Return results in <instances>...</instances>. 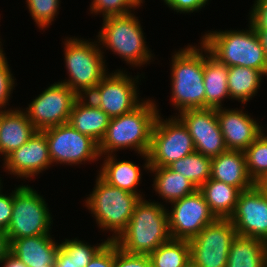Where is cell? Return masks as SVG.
I'll return each mask as SVG.
<instances>
[{"instance_id":"6da1fadb","label":"cell","mask_w":267,"mask_h":267,"mask_svg":"<svg viewBox=\"0 0 267 267\" xmlns=\"http://www.w3.org/2000/svg\"><path fill=\"white\" fill-rule=\"evenodd\" d=\"M155 101L144 100L137 108L110 119L106 133L98 144L100 157L114 154L119 149H134L145 159L144 169L149 171L148 152L155 120L159 114ZM118 149V150H117Z\"/></svg>"},{"instance_id":"7a4b0ae2","label":"cell","mask_w":267,"mask_h":267,"mask_svg":"<svg viewBox=\"0 0 267 267\" xmlns=\"http://www.w3.org/2000/svg\"><path fill=\"white\" fill-rule=\"evenodd\" d=\"M170 239L167 208L140 198L126 229L114 242L129 254L149 255Z\"/></svg>"},{"instance_id":"3957f363","label":"cell","mask_w":267,"mask_h":267,"mask_svg":"<svg viewBox=\"0 0 267 267\" xmlns=\"http://www.w3.org/2000/svg\"><path fill=\"white\" fill-rule=\"evenodd\" d=\"M249 30L211 31L201 37L210 54L227 67L254 68L267 76V57L254 26Z\"/></svg>"},{"instance_id":"277c9868","label":"cell","mask_w":267,"mask_h":267,"mask_svg":"<svg viewBox=\"0 0 267 267\" xmlns=\"http://www.w3.org/2000/svg\"><path fill=\"white\" fill-rule=\"evenodd\" d=\"M204 45H188L175 51L171 65L172 106L180 112L205 108Z\"/></svg>"},{"instance_id":"5b68a950","label":"cell","mask_w":267,"mask_h":267,"mask_svg":"<svg viewBox=\"0 0 267 267\" xmlns=\"http://www.w3.org/2000/svg\"><path fill=\"white\" fill-rule=\"evenodd\" d=\"M98 41L79 38H65L64 61L69 79L61 83L67 85L79 97L87 96L109 73Z\"/></svg>"},{"instance_id":"8992f818","label":"cell","mask_w":267,"mask_h":267,"mask_svg":"<svg viewBox=\"0 0 267 267\" xmlns=\"http://www.w3.org/2000/svg\"><path fill=\"white\" fill-rule=\"evenodd\" d=\"M91 194L85 200V206L93 214L96 224L104 231L113 232L107 238L115 241L126 229L134 207L140 199L136 194L109 185L99 175Z\"/></svg>"},{"instance_id":"52a82bcc","label":"cell","mask_w":267,"mask_h":267,"mask_svg":"<svg viewBox=\"0 0 267 267\" xmlns=\"http://www.w3.org/2000/svg\"><path fill=\"white\" fill-rule=\"evenodd\" d=\"M134 13L103 18L97 41L100 46L103 45L101 49L106 47L105 51L110 49L127 64L141 67V65L151 63L150 60L154 55L145 44L139 17H136Z\"/></svg>"},{"instance_id":"ba28073f","label":"cell","mask_w":267,"mask_h":267,"mask_svg":"<svg viewBox=\"0 0 267 267\" xmlns=\"http://www.w3.org/2000/svg\"><path fill=\"white\" fill-rule=\"evenodd\" d=\"M45 200L28 185L15 187L12 217L6 230L9 240L50 234L53 220Z\"/></svg>"},{"instance_id":"9c48e42d","label":"cell","mask_w":267,"mask_h":267,"mask_svg":"<svg viewBox=\"0 0 267 267\" xmlns=\"http://www.w3.org/2000/svg\"><path fill=\"white\" fill-rule=\"evenodd\" d=\"M164 120L158 114L153 126L148 152L149 167H168L195 152L188 129L177 116Z\"/></svg>"},{"instance_id":"30bf717a","label":"cell","mask_w":267,"mask_h":267,"mask_svg":"<svg viewBox=\"0 0 267 267\" xmlns=\"http://www.w3.org/2000/svg\"><path fill=\"white\" fill-rule=\"evenodd\" d=\"M123 70L108 73L87 95V97L111 118L121 116L137 108L140 100L138 80ZM137 84V85H136Z\"/></svg>"},{"instance_id":"8fae6325","label":"cell","mask_w":267,"mask_h":267,"mask_svg":"<svg viewBox=\"0 0 267 267\" xmlns=\"http://www.w3.org/2000/svg\"><path fill=\"white\" fill-rule=\"evenodd\" d=\"M236 229L229 219L217 218L189 240L190 260L196 267H226Z\"/></svg>"},{"instance_id":"7c38bea8","label":"cell","mask_w":267,"mask_h":267,"mask_svg":"<svg viewBox=\"0 0 267 267\" xmlns=\"http://www.w3.org/2000/svg\"><path fill=\"white\" fill-rule=\"evenodd\" d=\"M48 143L52 164L78 165L98 161V143L74 129L69 123L42 130Z\"/></svg>"},{"instance_id":"4fadbf2b","label":"cell","mask_w":267,"mask_h":267,"mask_svg":"<svg viewBox=\"0 0 267 267\" xmlns=\"http://www.w3.org/2000/svg\"><path fill=\"white\" fill-rule=\"evenodd\" d=\"M79 96L67 85L54 82L24 109L37 131L69 122L70 113Z\"/></svg>"},{"instance_id":"5bb4252c","label":"cell","mask_w":267,"mask_h":267,"mask_svg":"<svg viewBox=\"0 0 267 267\" xmlns=\"http://www.w3.org/2000/svg\"><path fill=\"white\" fill-rule=\"evenodd\" d=\"M170 204L171 211L167 212L171 239L189 241L217 219L199 189Z\"/></svg>"},{"instance_id":"9a60e30c","label":"cell","mask_w":267,"mask_h":267,"mask_svg":"<svg viewBox=\"0 0 267 267\" xmlns=\"http://www.w3.org/2000/svg\"><path fill=\"white\" fill-rule=\"evenodd\" d=\"M229 220L237 235L267 243V194L257 184L242 191Z\"/></svg>"},{"instance_id":"2e32d148","label":"cell","mask_w":267,"mask_h":267,"mask_svg":"<svg viewBox=\"0 0 267 267\" xmlns=\"http://www.w3.org/2000/svg\"><path fill=\"white\" fill-rule=\"evenodd\" d=\"M192 137L195 152L210 158L227 151L216 109H189L177 114Z\"/></svg>"},{"instance_id":"e0dca14e","label":"cell","mask_w":267,"mask_h":267,"mask_svg":"<svg viewBox=\"0 0 267 267\" xmlns=\"http://www.w3.org/2000/svg\"><path fill=\"white\" fill-rule=\"evenodd\" d=\"M51 165L46 136L42 131H36L26 143L6 156L3 168L11 175L27 180Z\"/></svg>"},{"instance_id":"ac0fdd59","label":"cell","mask_w":267,"mask_h":267,"mask_svg":"<svg viewBox=\"0 0 267 267\" xmlns=\"http://www.w3.org/2000/svg\"><path fill=\"white\" fill-rule=\"evenodd\" d=\"M241 109H216L220 130L228 150L244 151L262 133V125Z\"/></svg>"},{"instance_id":"d6986e66","label":"cell","mask_w":267,"mask_h":267,"mask_svg":"<svg viewBox=\"0 0 267 267\" xmlns=\"http://www.w3.org/2000/svg\"><path fill=\"white\" fill-rule=\"evenodd\" d=\"M52 235L24 237L10 241V252L28 267H55L60 243Z\"/></svg>"},{"instance_id":"ffe728a7","label":"cell","mask_w":267,"mask_h":267,"mask_svg":"<svg viewBox=\"0 0 267 267\" xmlns=\"http://www.w3.org/2000/svg\"><path fill=\"white\" fill-rule=\"evenodd\" d=\"M211 179L224 182L246 191L256 184L250 178L246 167L244 151L227 150L212 158Z\"/></svg>"},{"instance_id":"44dd1931","label":"cell","mask_w":267,"mask_h":267,"mask_svg":"<svg viewBox=\"0 0 267 267\" xmlns=\"http://www.w3.org/2000/svg\"><path fill=\"white\" fill-rule=\"evenodd\" d=\"M37 130L28 119L24 109H10L0 112V144L6 156L26 143Z\"/></svg>"},{"instance_id":"7402d4cb","label":"cell","mask_w":267,"mask_h":267,"mask_svg":"<svg viewBox=\"0 0 267 267\" xmlns=\"http://www.w3.org/2000/svg\"><path fill=\"white\" fill-rule=\"evenodd\" d=\"M110 119L109 115L84 96L75 101L68 123L99 144L106 133Z\"/></svg>"},{"instance_id":"603a6c76","label":"cell","mask_w":267,"mask_h":267,"mask_svg":"<svg viewBox=\"0 0 267 267\" xmlns=\"http://www.w3.org/2000/svg\"><path fill=\"white\" fill-rule=\"evenodd\" d=\"M229 67L213 57L204 46L205 108H222V101L230 99L228 91Z\"/></svg>"},{"instance_id":"cb8c5ba5","label":"cell","mask_w":267,"mask_h":267,"mask_svg":"<svg viewBox=\"0 0 267 267\" xmlns=\"http://www.w3.org/2000/svg\"><path fill=\"white\" fill-rule=\"evenodd\" d=\"M104 162L101 165L98 175L109 185L126 190L143 198L142 194L137 192V186L141 183V168L132 161H118L116 155L109 154L102 156Z\"/></svg>"},{"instance_id":"d4e9b609","label":"cell","mask_w":267,"mask_h":267,"mask_svg":"<svg viewBox=\"0 0 267 267\" xmlns=\"http://www.w3.org/2000/svg\"><path fill=\"white\" fill-rule=\"evenodd\" d=\"M226 267H267V243L236 235L230 246Z\"/></svg>"},{"instance_id":"484cf974","label":"cell","mask_w":267,"mask_h":267,"mask_svg":"<svg viewBox=\"0 0 267 267\" xmlns=\"http://www.w3.org/2000/svg\"><path fill=\"white\" fill-rule=\"evenodd\" d=\"M149 172L155 175L153 189L166 203L182 199L198 189L184 175L168 167H149Z\"/></svg>"},{"instance_id":"4316f807","label":"cell","mask_w":267,"mask_h":267,"mask_svg":"<svg viewBox=\"0 0 267 267\" xmlns=\"http://www.w3.org/2000/svg\"><path fill=\"white\" fill-rule=\"evenodd\" d=\"M199 190L204 195L210 211L219 219H229L242 192L239 188L211 178Z\"/></svg>"},{"instance_id":"83f0119b","label":"cell","mask_w":267,"mask_h":267,"mask_svg":"<svg viewBox=\"0 0 267 267\" xmlns=\"http://www.w3.org/2000/svg\"><path fill=\"white\" fill-rule=\"evenodd\" d=\"M263 76L261 71L254 68L229 67L227 85L230 99L237 100L243 105L247 104L258 93Z\"/></svg>"},{"instance_id":"f1b7e54d","label":"cell","mask_w":267,"mask_h":267,"mask_svg":"<svg viewBox=\"0 0 267 267\" xmlns=\"http://www.w3.org/2000/svg\"><path fill=\"white\" fill-rule=\"evenodd\" d=\"M212 158L194 152L168 166L172 171L181 173L198 189L211 178Z\"/></svg>"},{"instance_id":"f546056e","label":"cell","mask_w":267,"mask_h":267,"mask_svg":"<svg viewBox=\"0 0 267 267\" xmlns=\"http://www.w3.org/2000/svg\"><path fill=\"white\" fill-rule=\"evenodd\" d=\"M151 267H182L190 261L187 240L170 239L148 255Z\"/></svg>"},{"instance_id":"4dcf8cb0","label":"cell","mask_w":267,"mask_h":267,"mask_svg":"<svg viewBox=\"0 0 267 267\" xmlns=\"http://www.w3.org/2000/svg\"><path fill=\"white\" fill-rule=\"evenodd\" d=\"M262 133L244 150L250 178L257 184L267 175V136Z\"/></svg>"},{"instance_id":"1f68e13d","label":"cell","mask_w":267,"mask_h":267,"mask_svg":"<svg viewBox=\"0 0 267 267\" xmlns=\"http://www.w3.org/2000/svg\"><path fill=\"white\" fill-rule=\"evenodd\" d=\"M109 240H104V242L97 245H89L83 240L75 239H65V241L60 243V247L68 254L70 260H73L81 267H86L95 254L108 242Z\"/></svg>"},{"instance_id":"d6a6232c","label":"cell","mask_w":267,"mask_h":267,"mask_svg":"<svg viewBox=\"0 0 267 267\" xmlns=\"http://www.w3.org/2000/svg\"><path fill=\"white\" fill-rule=\"evenodd\" d=\"M60 2V0H26V6L36 25L43 30L56 20Z\"/></svg>"},{"instance_id":"836d02e7","label":"cell","mask_w":267,"mask_h":267,"mask_svg":"<svg viewBox=\"0 0 267 267\" xmlns=\"http://www.w3.org/2000/svg\"><path fill=\"white\" fill-rule=\"evenodd\" d=\"M140 6L142 5L138 0H93L90 5V13L95 15L100 13L103 18L123 16L131 14Z\"/></svg>"},{"instance_id":"e575fe53","label":"cell","mask_w":267,"mask_h":267,"mask_svg":"<svg viewBox=\"0 0 267 267\" xmlns=\"http://www.w3.org/2000/svg\"><path fill=\"white\" fill-rule=\"evenodd\" d=\"M15 80L9 68L5 53H2L0 55V112L9 110L6 109V105H8L13 88H15Z\"/></svg>"},{"instance_id":"d590c367","label":"cell","mask_w":267,"mask_h":267,"mask_svg":"<svg viewBox=\"0 0 267 267\" xmlns=\"http://www.w3.org/2000/svg\"><path fill=\"white\" fill-rule=\"evenodd\" d=\"M114 267H151L148 255L129 254L115 243Z\"/></svg>"},{"instance_id":"8d00e7d4","label":"cell","mask_w":267,"mask_h":267,"mask_svg":"<svg viewBox=\"0 0 267 267\" xmlns=\"http://www.w3.org/2000/svg\"><path fill=\"white\" fill-rule=\"evenodd\" d=\"M115 242L108 241L86 267H114Z\"/></svg>"},{"instance_id":"74e56055","label":"cell","mask_w":267,"mask_h":267,"mask_svg":"<svg viewBox=\"0 0 267 267\" xmlns=\"http://www.w3.org/2000/svg\"><path fill=\"white\" fill-rule=\"evenodd\" d=\"M250 11V22L255 30H267V0H255Z\"/></svg>"},{"instance_id":"f35d334b","label":"cell","mask_w":267,"mask_h":267,"mask_svg":"<svg viewBox=\"0 0 267 267\" xmlns=\"http://www.w3.org/2000/svg\"><path fill=\"white\" fill-rule=\"evenodd\" d=\"M171 10L177 13H193L204 8L209 0H163Z\"/></svg>"},{"instance_id":"ab89813d","label":"cell","mask_w":267,"mask_h":267,"mask_svg":"<svg viewBox=\"0 0 267 267\" xmlns=\"http://www.w3.org/2000/svg\"><path fill=\"white\" fill-rule=\"evenodd\" d=\"M9 194L0 193V228L7 230L12 217L13 191Z\"/></svg>"},{"instance_id":"60d3db41","label":"cell","mask_w":267,"mask_h":267,"mask_svg":"<svg viewBox=\"0 0 267 267\" xmlns=\"http://www.w3.org/2000/svg\"><path fill=\"white\" fill-rule=\"evenodd\" d=\"M54 266L55 267H81V265L77 264L73 260H70V257L68 256V254L61 247L58 250Z\"/></svg>"},{"instance_id":"b9f144b4","label":"cell","mask_w":267,"mask_h":267,"mask_svg":"<svg viewBox=\"0 0 267 267\" xmlns=\"http://www.w3.org/2000/svg\"><path fill=\"white\" fill-rule=\"evenodd\" d=\"M9 252L10 241L7 236V232L0 228V263Z\"/></svg>"},{"instance_id":"7bdbcfd3","label":"cell","mask_w":267,"mask_h":267,"mask_svg":"<svg viewBox=\"0 0 267 267\" xmlns=\"http://www.w3.org/2000/svg\"><path fill=\"white\" fill-rule=\"evenodd\" d=\"M0 264L2 267H28L11 252L4 257Z\"/></svg>"},{"instance_id":"ee69618b","label":"cell","mask_w":267,"mask_h":267,"mask_svg":"<svg viewBox=\"0 0 267 267\" xmlns=\"http://www.w3.org/2000/svg\"><path fill=\"white\" fill-rule=\"evenodd\" d=\"M267 57V30H256Z\"/></svg>"},{"instance_id":"f6af8a7d","label":"cell","mask_w":267,"mask_h":267,"mask_svg":"<svg viewBox=\"0 0 267 267\" xmlns=\"http://www.w3.org/2000/svg\"><path fill=\"white\" fill-rule=\"evenodd\" d=\"M257 185L267 194V175L262 178Z\"/></svg>"},{"instance_id":"bcb514c9","label":"cell","mask_w":267,"mask_h":267,"mask_svg":"<svg viewBox=\"0 0 267 267\" xmlns=\"http://www.w3.org/2000/svg\"><path fill=\"white\" fill-rule=\"evenodd\" d=\"M182 267H196V266L190 260L187 264L183 265Z\"/></svg>"},{"instance_id":"7dc6e473","label":"cell","mask_w":267,"mask_h":267,"mask_svg":"<svg viewBox=\"0 0 267 267\" xmlns=\"http://www.w3.org/2000/svg\"><path fill=\"white\" fill-rule=\"evenodd\" d=\"M1 40V39H0ZM2 43H1V41H0V55L3 53V49H2Z\"/></svg>"},{"instance_id":"c3c4849f","label":"cell","mask_w":267,"mask_h":267,"mask_svg":"<svg viewBox=\"0 0 267 267\" xmlns=\"http://www.w3.org/2000/svg\"><path fill=\"white\" fill-rule=\"evenodd\" d=\"M0 155H2L4 157L3 151L1 149V144H0Z\"/></svg>"},{"instance_id":"681fc988","label":"cell","mask_w":267,"mask_h":267,"mask_svg":"<svg viewBox=\"0 0 267 267\" xmlns=\"http://www.w3.org/2000/svg\"><path fill=\"white\" fill-rule=\"evenodd\" d=\"M1 180L2 179H0V193L2 192L1 190H2V187H3V184L1 183ZM2 185V186H1Z\"/></svg>"}]
</instances>
